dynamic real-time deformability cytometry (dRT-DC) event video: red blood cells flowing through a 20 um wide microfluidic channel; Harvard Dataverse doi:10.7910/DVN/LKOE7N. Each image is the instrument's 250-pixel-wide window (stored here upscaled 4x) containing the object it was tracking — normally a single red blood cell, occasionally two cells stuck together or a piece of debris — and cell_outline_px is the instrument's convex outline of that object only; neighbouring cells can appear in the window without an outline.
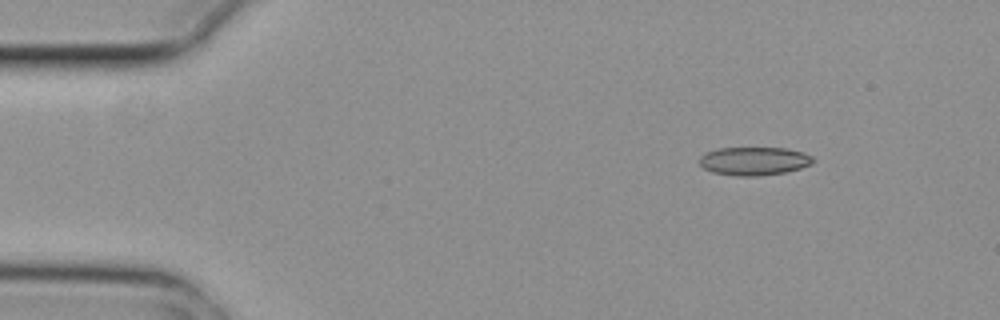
{"species": "common noctule bat (a hibernating species)", "species_latin": "Nyctalus noctula", "temperature_condition": "cold", "stored_images_in_passage": 6, "camera_frame_rate_fps": 3000, "um_per_image_px": 0.085, "animal": {"sex": "female", "body_mass_g": 29.2, "forearm_length_mm": 56.3}, "frame": {"image": 1, "passage_image": 2, "time_ms": 0.333, "image_size_px": [1000, 320], "cell_outline_px": [[816, 160], [812, 164], [800, 168], [784, 172], [756, 176], [736, 176], [712, 172], [704, 168], [700, 164], [700, 156], [708, 152], [720, 148], [788, 148], [804, 152], [812, 156]], "centroid_in_image_um": [64.14, 13.69], "position_along_channel_um": 20.9, "area_um2": 18.73}}
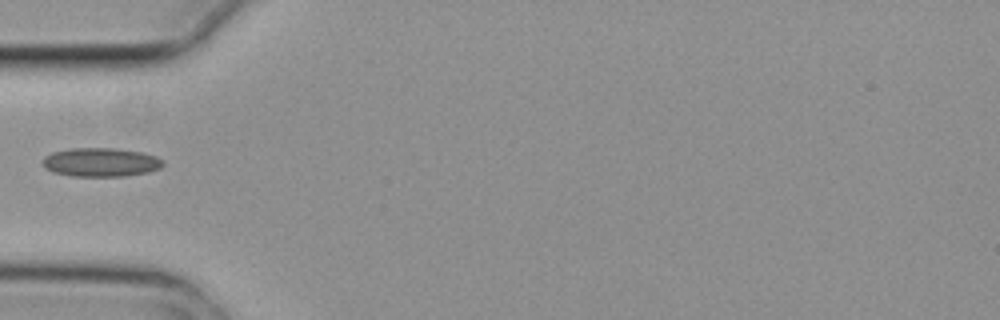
{"frame": {"image": 2, "passage_image": 5, "time_ms": 1.333, "image_size_px": [1000, 320], "cell_outline_px": [[164, 164], [160, 168], [148, 172], [124, 176], [72, 176], [52, 172], [44, 168], [44, 156], [52, 152], [68, 148], [116, 148], [144, 152], [156, 156], [164, 160]], "centroid_in_image_um": [8.58, 13.78], "position_along_channel_um": 76.4, "area_um2": 20.4}}
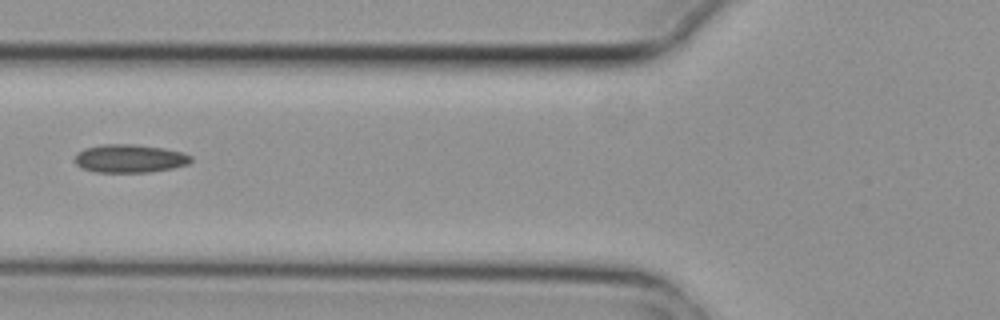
{"frame": {"image": 3, "passage_image": 6, "time_ms": 1.667, "image_size_px": [1000, 320], "cell_outline_px": [[192, 160], [188, 164], [172, 168], [148, 172], [96, 172], [80, 168], [76, 164], [76, 152], [84, 148], [104, 144], [132, 144], [164, 148], [180, 152], [192, 156]], "centroid_in_image_um": [11.0, 13.47], "position_along_channel_um": 114.8, "area_um2": 19.07}}